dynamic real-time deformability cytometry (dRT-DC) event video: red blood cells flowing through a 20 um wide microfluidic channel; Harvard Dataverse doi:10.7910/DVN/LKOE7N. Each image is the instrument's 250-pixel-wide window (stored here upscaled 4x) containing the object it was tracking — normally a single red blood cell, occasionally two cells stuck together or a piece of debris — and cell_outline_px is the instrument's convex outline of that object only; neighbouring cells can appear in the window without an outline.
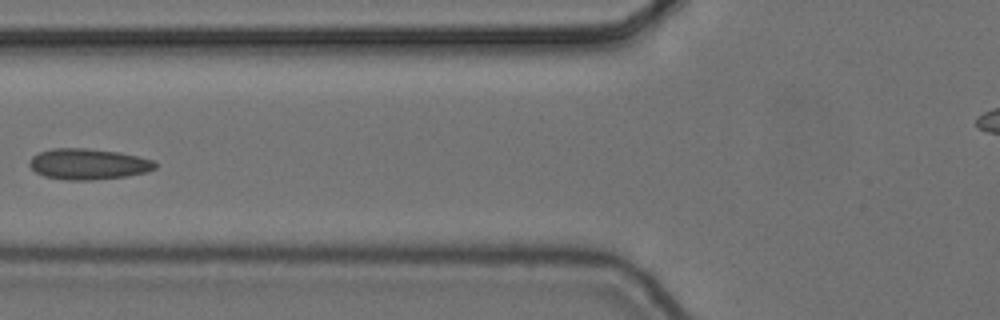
{"species": "common noctule bat (a hibernating species)", "species_latin": "Nyctalus noctula", "temperature_condition": "cold", "stored_images_in_passage": 7, "camera_frame_rate_fps": 3000, "um_per_image_px": 0.085, "animal": {"sex": "female", "body_mass_g": 24.6, "forearm_length_mm": 56.2}, "frame": {"image": 1, "passage_image": 6, "time_ms": 1.667, "image_size_px": [1000, 320], "cell_outline_px": [[156, 168], [148, 172], [124, 176], [92, 180], [64, 180], [44, 176], [36, 172], [28, 164], [28, 160], [32, 156], [40, 152], [52, 148], [88, 148], [120, 152], [152, 160], [156, 164]], "centroid_in_image_um": [7.47, 13.94], "position_along_channel_um": 118.3, "area_um2": 22.66}}
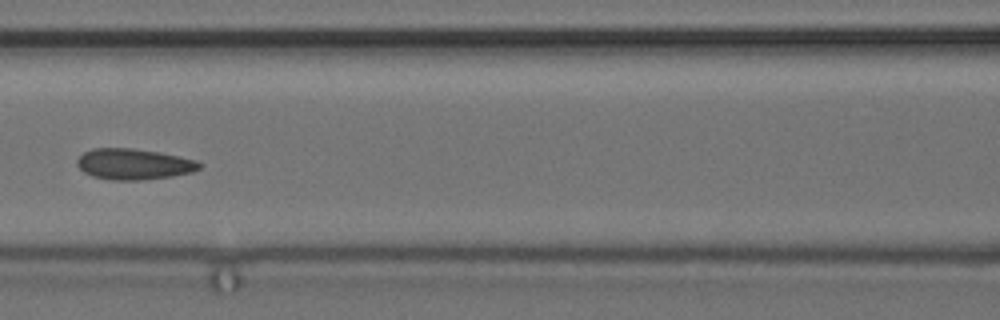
{"frame": {"image": 2, "passage_image": 7, "time_ms": 2.0, "image_size_px": [1000, 320], "cell_outline_px": [[204, 164], [200, 168], [192, 172], [172, 176], [144, 180], [112, 180], [92, 176], [84, 172], [76, 164], [76, 160], [84, 152], [92, 148], [132, 148], [160, 152], [180, 156], [196, 160]], "centroid_in_image_um": [11.39, 13.95], "position_along_channel_um": 155.2, "area_um2": 22.2}}